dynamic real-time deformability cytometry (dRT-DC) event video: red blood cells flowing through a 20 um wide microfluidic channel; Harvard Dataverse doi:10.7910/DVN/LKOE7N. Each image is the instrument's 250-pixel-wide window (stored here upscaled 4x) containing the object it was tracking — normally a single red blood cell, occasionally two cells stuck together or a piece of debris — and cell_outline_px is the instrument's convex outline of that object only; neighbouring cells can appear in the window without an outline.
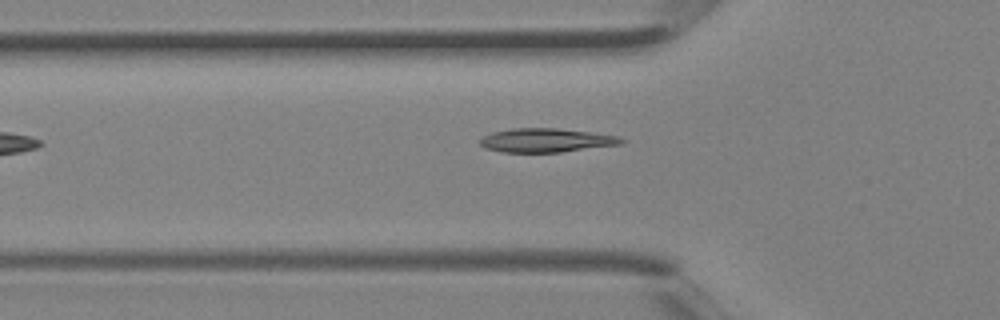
{"species": "Egyptian fruit bat (a non-hibernating species)", "species_latin": "Rousettus aegyptiacus", "temperature_condition": "room temperature", "stored_images_in_passage": 3, "camera_frame_rate_fps": 3000, "um_per_image_px": 0.085, "animal": {"sex": "female"}, "frame": {"image": 1, "passage_image": 3, "time_ms": 0.667, "image_size_px": [1000, 320], "cell_outline_px": [[624, 144], [560, 152], [500, 152], [484, 148], [480, 144], [480, 140], [484, 136], [492, 132], [512, 128], [556, 128], [592, 132], [620, 136], [624, 140]], "centroid_in_image_um": [46.44, 11.92], "position_along_channel_um": 79.4, "area_um2": 19.77}}